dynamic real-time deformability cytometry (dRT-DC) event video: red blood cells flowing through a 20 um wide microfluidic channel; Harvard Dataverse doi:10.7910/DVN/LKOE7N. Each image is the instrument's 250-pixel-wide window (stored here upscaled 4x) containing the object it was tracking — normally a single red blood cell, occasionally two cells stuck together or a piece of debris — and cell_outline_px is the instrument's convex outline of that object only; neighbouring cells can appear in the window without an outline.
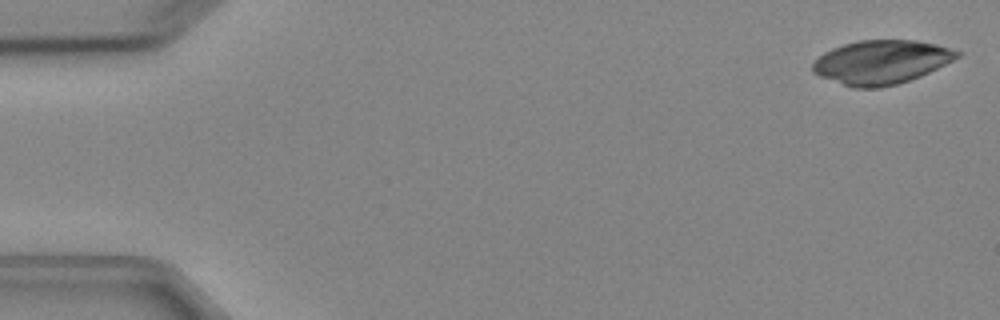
{"species": "Egyptian fruit bat (a non-hibernating species)", "species_latin": "Rousettus aegyptiacus", "temperature_condition": "cold", "stored_images_in_passage": 7, "camera_frame_rate_fps": 3000, "um_per_image_px": 0.085, "animal": {"sex": "female"}, "frame": {"image": 1, "passage_image": 1, "time_ms": 0.0, "image_size_px": [1000, 320], "cell_outline_px": [[960, 56], [920, 76], [896, 84], [880, 88], [852, 88], [820, 76], [812, 72], [812, 64], [824, 52], [832, 48], [856, 40], [916, 40], [936, 44], [960, 52]], "centroid_in_image_um": [74.86, 5.28], "position_along_channel_um": 10.1, "area_um2": 36.65}}